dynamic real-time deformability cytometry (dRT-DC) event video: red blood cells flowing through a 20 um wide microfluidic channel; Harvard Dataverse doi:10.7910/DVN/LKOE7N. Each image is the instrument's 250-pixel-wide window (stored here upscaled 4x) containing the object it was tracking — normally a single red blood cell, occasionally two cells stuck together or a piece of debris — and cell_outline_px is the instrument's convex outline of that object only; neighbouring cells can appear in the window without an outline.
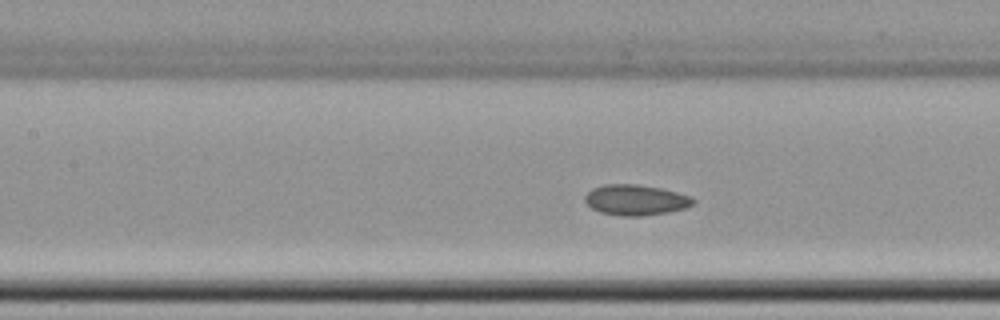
{"species": "common noctule bat (a hibernating species)", "species_latin": "Nyctalus noctula", "temperature_condition": "cold", "stored_images_in_passage": 44, "camera_frame_rate_fps": 3000, "um_per_image_px": 0.085, "animal": {"sex": "female", "body_mass_g": 22.7, "forearm_length_mm": 54.2}, "frame": {"image": 1, "passage_image": 13, "time_ms": 4.0, "image_size_px": [1000, 320], "cell_outline_px": [[696, 200], [692, 204], [684, 208], [668, 212], [644, 216], [620, 216], [600, 212], [592, 208], [584, 200], [584, 196], [592, 188], [604, 184], [636, 184], [660, 188], [692, 196]], "centroid_in_image_um": [54.02, 16.99], "position_along_channel_um": 153.4, "area_um2": 19.31}, "authors_computed_cell_mechanics": {"area_um2": 19.2474, "velocity_mm_per_s": 3.6699, "shape_relaxation_time_tau1_ms": 10.7033, "shape_relaxation_time_tau2_ms": 2.0346, "deformation_change_tau1": 0.0857, "deformation_change_tau2": 0.0628}}